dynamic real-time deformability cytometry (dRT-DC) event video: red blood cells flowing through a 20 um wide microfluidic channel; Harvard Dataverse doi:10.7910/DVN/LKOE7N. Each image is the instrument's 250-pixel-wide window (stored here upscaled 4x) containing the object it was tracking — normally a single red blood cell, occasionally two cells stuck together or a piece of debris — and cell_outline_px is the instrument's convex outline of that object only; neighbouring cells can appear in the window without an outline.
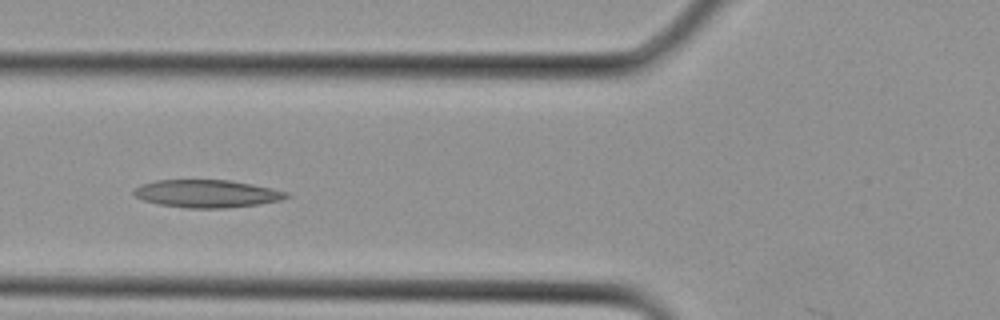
{"species": "Egyptian fruit bat (a non-hibernating species)", "species_latin": "Rousettus aegyptiacus", "temperature_condition": "cold", "stored_images_in_passage": 28, "camera_frame_rate_fps": 3000, "um_per_image_px": 0.085, "animal": {"sex": "female"}, "frame": {"image": 1, "passage_image": 10, "time_ms": 3.0, "image_size_px": [1000, 320], "cell_outline_px": [[292, 196], [280, 200], [260, 204], [224, 208], [184, 208], [160, 204], [144, 200], [136, 196], [132, 192], [140, 184], [156, 180], [228, 180], [252, 184], [272, 188], [288, 192]], "centroid_in_image_um": [17.61, 16.46], "position_along_channel_um": 108.2, "area_um2": 24.62}}
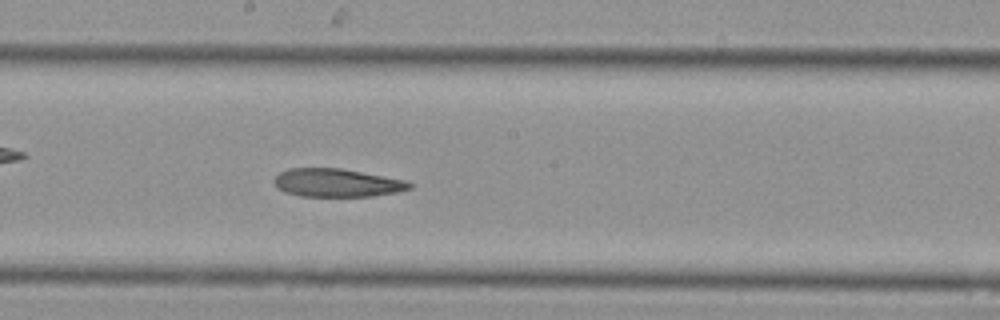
{"frame": {"image": 2, "passage_image": 15, "time_ms": 4.667, "image_size_px": [1000, 320], "cell_outline_px": [[416, 184], [412, 188], [400, 192], [372, 196], [300, 196], [284, 192], [276, 188], [272, 180], [280, 172], [288, 168], [340, 168], [384, 176], [404, 180]], "centroid_in_image_um": [28.64, 15.54], "position_along_channel_um": 219.6, "area_um2": 22.48}}
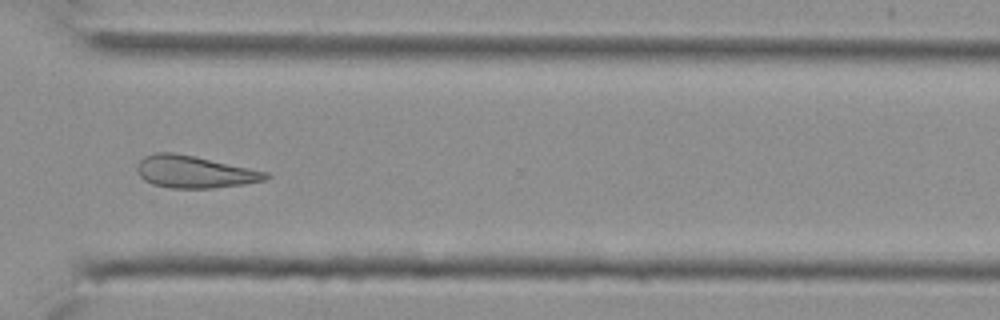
{"frame": {"image": 3, "passage_image": 21, "time_ms": 6.667, "image_size_px": [1000, 320], "cell_outline_px": [[272, 176], [264, 180], [244, 184], [212, 188], [168, 188], [152, 184], [144, 180], [136, 172], [136, 164], [144, 156], [156, 152], [172, 152], [192, 156], [268, 172]], "centroid_in_image_um": [16.48, 14.61], "position_along_channel_um": 354.1, "area_um2": 24.04}}